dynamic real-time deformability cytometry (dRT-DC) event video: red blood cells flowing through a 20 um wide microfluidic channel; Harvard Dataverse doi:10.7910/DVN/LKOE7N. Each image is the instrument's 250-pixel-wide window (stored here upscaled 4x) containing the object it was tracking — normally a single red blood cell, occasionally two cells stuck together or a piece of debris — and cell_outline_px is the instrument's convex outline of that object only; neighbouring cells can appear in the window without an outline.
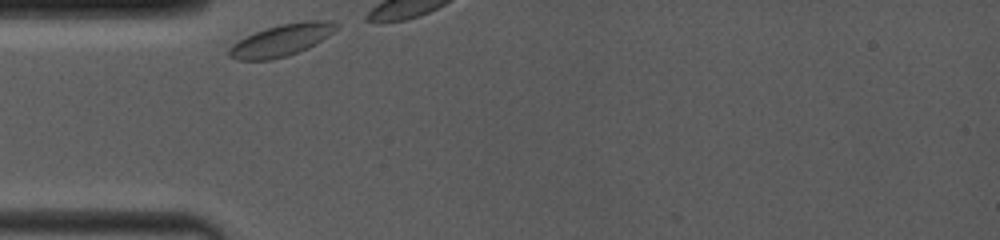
{"species": "common noctule bat (a hibernating species)", "species_latin": "Nyctalus noctula", "temperature_condition": "room temperature", "stored_images_in_passage": 10, "camera_frame_rate_fps": 4000, "um_per_image_px": 0.085, "animal": {"sex": "female", "body_mass_g": 19.0, "forearm_length_mm": 53.3}, "frame": {"image": 1, "passage_image": 1, "time_ms": 0.0, "image_size_px": [1000, 240], "cell_outline_px": [[340, 24], [328, 36], [308, 48], [288, 56], [272, 60], [236, 60], [228, 56], [228, 48], [232, 44], [244, 36], [280, 24], [304, 20], [328, 20]], "centroid_in_image_um": [23.9, 3.42], "position_along_channel_um": 61.1, "area_um2": 20.06}}
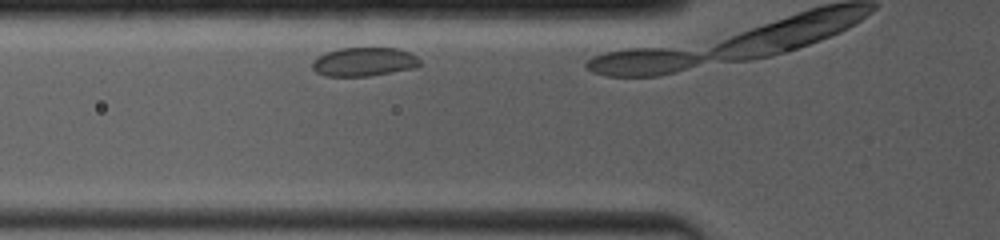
{"frame": {"image": 2, "passage_image": 9, "time_ms": 1.0, "image_size_px": [1000, 240], "cell_outline_px": [[424, 64], [416, 68], [368, 76], [324, 76], [316, 72], [312, 68], [312, 60], [316, 56], [340, 48], [396, 48], [408, 52], [416, 56]], "centroid_in_image_um": [30.95, 5.26], "position_along_channel_um": 94.9, "area_um2": 18.21}}